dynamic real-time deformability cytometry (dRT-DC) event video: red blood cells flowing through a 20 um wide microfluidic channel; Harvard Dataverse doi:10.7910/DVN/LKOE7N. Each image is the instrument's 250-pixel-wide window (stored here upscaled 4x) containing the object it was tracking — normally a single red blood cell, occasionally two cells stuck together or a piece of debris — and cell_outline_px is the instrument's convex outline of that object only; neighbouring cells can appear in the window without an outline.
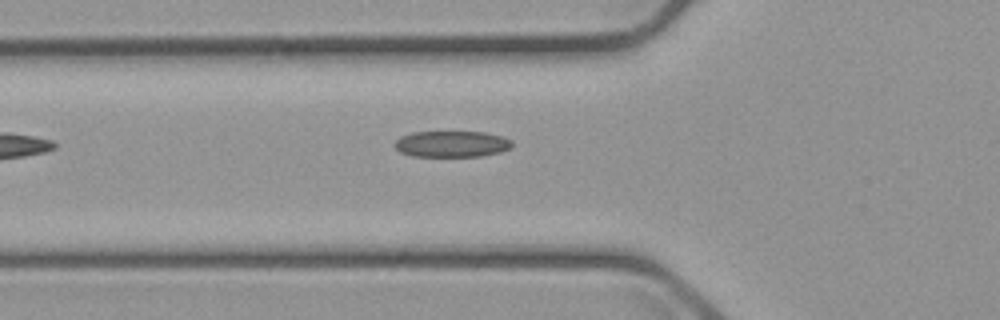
{"species": "common noctule bat (a hibernating species)", "species_latin": "Nyctalus noctula", "temperature_condition": "cold", "stored_images_in_passage": 3, "camera_frame_rate_fps": 3000, "um_per_image_px": 0.085, "animal": {"sex": "male", "body_mass_g": 23.1, "forearm_length_mm": 52.7}, "frame": {"image": 1, "passage_image": 3, "time_ms": 2.667, "image_size_px": [1000, 320], "cell_outline_px": [[512, 148], [500, 152], [480, 156], [412, 156], [400, 152], [392, 144], [400, 136], [412, 132], [484, 132], [500, 136], [512, 140]], "centroid_in_image_um": [38.37, 12.24], "position_along_channel_um": 87.4, "area_um2": 17.98}}